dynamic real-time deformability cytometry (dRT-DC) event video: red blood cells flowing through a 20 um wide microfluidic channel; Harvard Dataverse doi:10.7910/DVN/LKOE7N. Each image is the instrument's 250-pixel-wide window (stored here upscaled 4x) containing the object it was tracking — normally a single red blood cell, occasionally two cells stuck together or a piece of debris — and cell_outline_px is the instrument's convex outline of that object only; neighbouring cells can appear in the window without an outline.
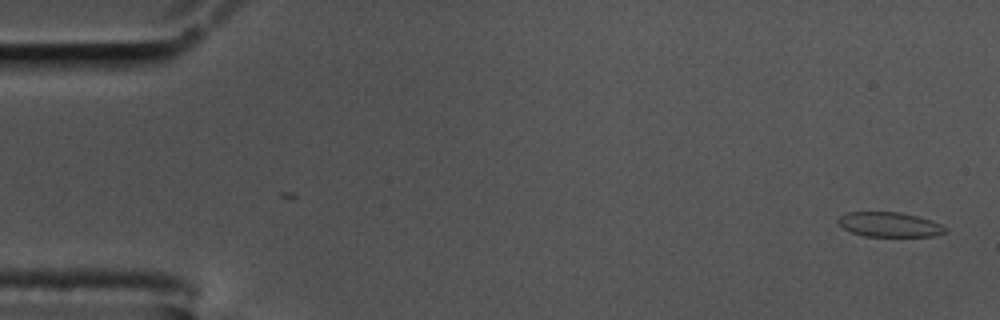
{"species": "common noctule bat (a hibernating species)", "species_latin": "Nyctalus noctula", "temperature_condition": "cold", "stored_images_in_passage": 57, "camera_frame_rate_fps": 3000, "um_per_image_px": 0.085, "animal": {"sex": "male", "body_mass_g": 17.5, "forearm_length_mm": 52.3}, "frame": {"image": 1, "passage_image": 1, "time_ms": 0.0, "image_size_px": [1000, 320], "cell_outline_px": [[944, 232], [936, 236], [864, 236], [852, 232], [844, 228], [836, 220], [840, 216], [848, 212], [900, 212], [916, 216], [940, 224], [944, 228]], "centroid_in_image_um": [75.55, 19.08], "position_along_channel_um": 9.4, "area_um2": 15.09}}
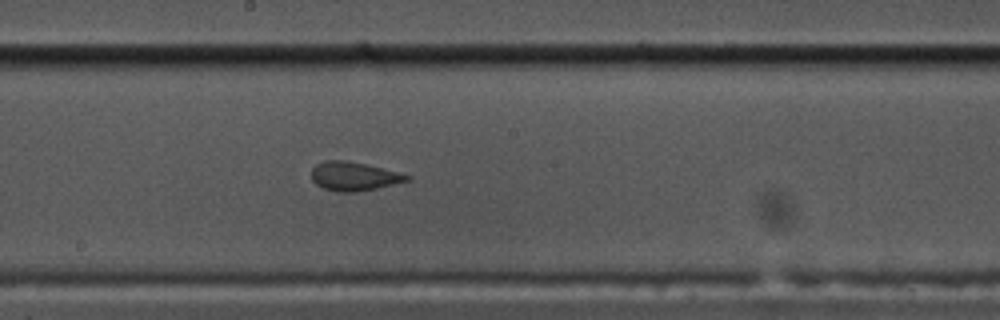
{"frame": {"image": 2, "passage_image": 30, "time_ms": 9.667, "image_size_px": [1000, 320], "cell_outline_px": [[412, 180], [376, 188], [356, 192], [336, 192], [324, 188], [316, 184], [312, 180], [312, 168], [316, 164], [324, 160], [344, 160], [364, 164], [412, 176]], "centroid_in_image_um": [30.06, 14.99], "position_along_channel_um": 218.1, "area_um2": 15.9}}
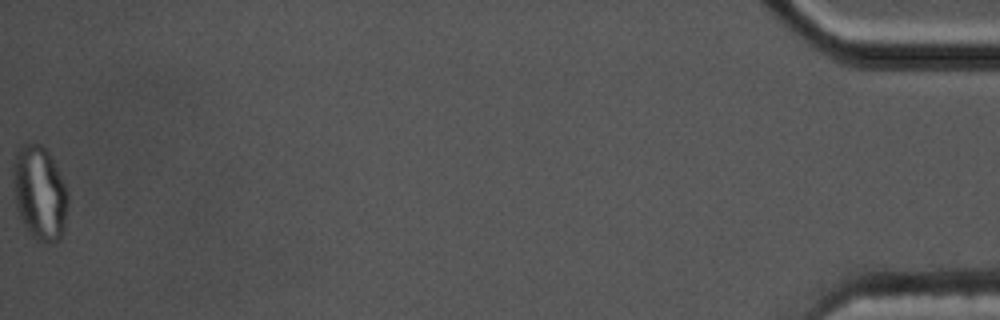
{"frame": {"image": 3, "passage_image": 57, "time_ms": 18.667, "image_size_px": [1000, 320], "cell_outline_px": [[68, 204], [64, 228], [60, 240], [36, 240], [32, 236], [24, 224], [20, 216], [16, 204], [12, 176], [12, 164], [16, 152], [24, 144], [40, 144], [48, 152], [64, 184], [68, 196]], "centroid_in_image_um": [3.35, 16.39], "position_along_channel_um": 431.8, "area_um2": 29.48}}